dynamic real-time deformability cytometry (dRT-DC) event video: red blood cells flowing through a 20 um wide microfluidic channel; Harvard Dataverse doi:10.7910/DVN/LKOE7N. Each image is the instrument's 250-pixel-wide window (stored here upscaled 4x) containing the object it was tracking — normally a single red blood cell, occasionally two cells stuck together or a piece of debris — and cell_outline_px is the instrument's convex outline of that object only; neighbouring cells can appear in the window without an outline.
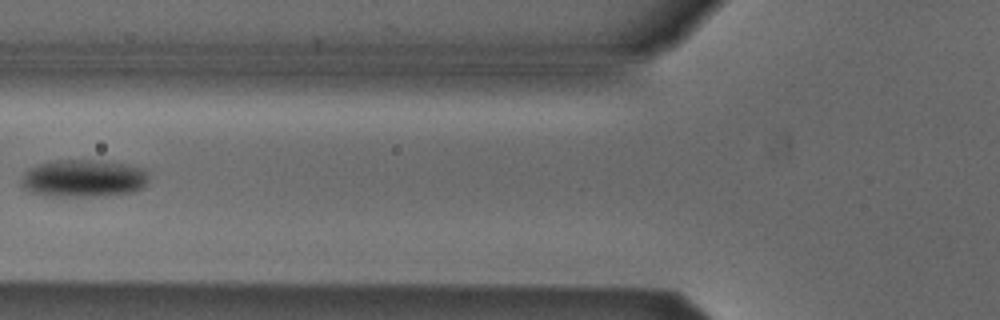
{"species": "Egyptian fruit bat (a non-hibernating species)", "species_latin": "Rousettus aegyptiacus", "temperature_condition": "cold", "stored_images_in_passage": 3, "camera_frame_rate_fps": 3000, "um_per_image_px": 0.085, "animal": {"sex": "male"}, "frame": {"image": 1, "passage_image": 2, "time_ms": 0.333, "image_size_px": [1000, 320], "cell_outline_px": [[148, 180], [144, 188], [136, 192], [104, 196], [44, 196], [28, 192], [20, 184], [20, 180], [24, 172], [28, 168], [40, 164], [56, 160], [100, 160], [124, 164], [144, 168], [148, 172]], "centroid_in_image_um": [7.1, 15.18], "position_along_channel_um": 118.7, "area_um2": 28.44}}
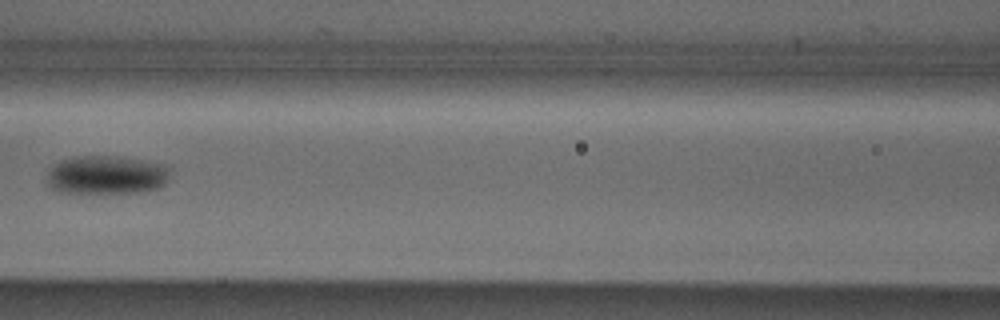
{"frame": {"image": 2, "passage_image": 3, "time_ms": 0.667, "image_size_px": [1000, 320], "cell_outline_px": [[168, 180], [160, 188], [140, 192], [56, 192], [48, 184], [48, 172], [60, 160], [72, 156], [116, 156], [164, 164], [168, 168]], "centroid_in_image_um": [9.05, 14.86], "position_along_channel_um": 157.6, "area_um2": 27.51}}